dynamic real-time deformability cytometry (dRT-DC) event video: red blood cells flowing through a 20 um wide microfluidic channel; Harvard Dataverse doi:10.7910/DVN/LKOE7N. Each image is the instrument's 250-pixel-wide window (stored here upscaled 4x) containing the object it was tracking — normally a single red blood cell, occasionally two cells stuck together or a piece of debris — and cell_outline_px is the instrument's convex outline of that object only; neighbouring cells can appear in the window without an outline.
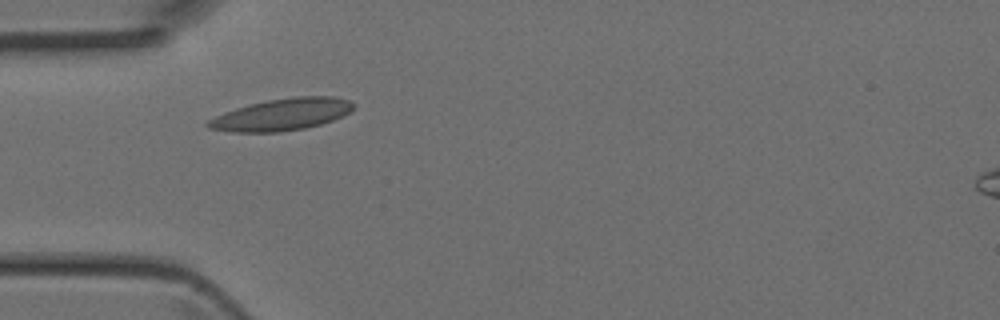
{"species": "Egyptian fruit bat (a non-hibernating species)", "species_latin": "Rousettus aegyptiacus", "temperature_condition": "room temperature", "stored_images_in_passage": 6, "camera_frame_rate_fps": 3000, "um_per_image_px": 0.085, "animal": {"sex": "female"}, "frame": {"image": 1, "passage_image": 4, "time_ms": 1.0, "image_size_px": [1000, 320], "cell_outline_px": [[356, 104], [352, 112], [332, 120], [320, 124], [304, 128], [280, 132], [232, 132], [208, 128], [204, 124], [208, 120], [224, 112], [248, 104], [268, 100], [296, 96], [332, 96], [348, 100]], "centroid_in_image_um": [23.96, 9.73], "position_along_channel_um": 61.0, "area_um2": 27.11}}
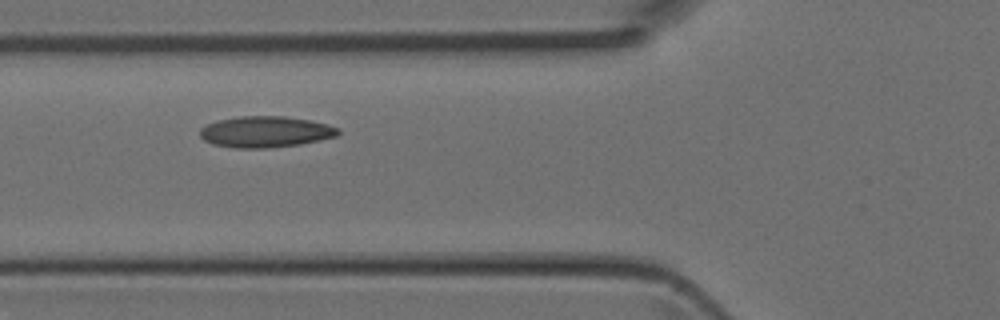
{"frame": {"image": 2, "passage_image": 5, "time_ms": 1.333, "image_size_px": [1000, 320], "cell_outline_px": [[340, 132], [336, 136], [320, 140], [300, 144], [268, 148], [236, 148], [212, 144], [204, 140], [200, 136], [200, 128], [204, 124], [216, 120], [240, 116], [284, 116], [308, 120], [328, 124], [340, 128]], "centroid_in_image_um": [22.54, 11.2], "position_along_channel_um": 103.3, "area_um2": 25.26}}
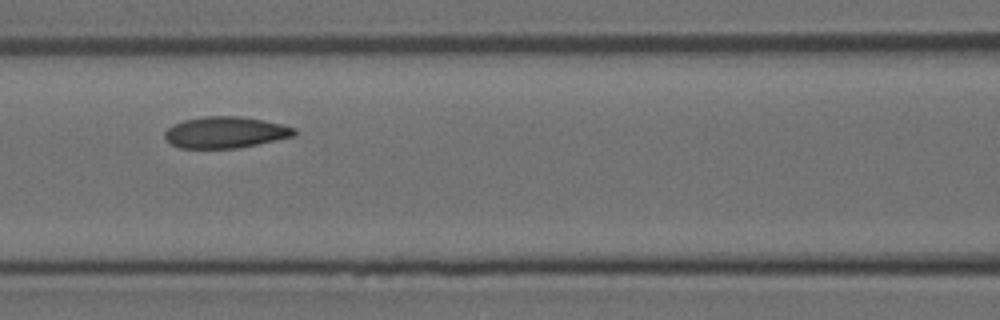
{"frame": {"image": 3, "passage_image": 6, "time_ms": 1.667, "image_size_px": [1000, 320], "cell_outline_px": [[296, 136], [236, 148], [180, 148], [168, 144], [164, 136], [164, 132], [172, 124], [184, 120], [204, 116], [240, 116], [264, 120], [296, 128]], "centroid_in_image_um": [19.12, 11.25], "position_along_channel_um": 147.5, "area_um2": 23.81}}